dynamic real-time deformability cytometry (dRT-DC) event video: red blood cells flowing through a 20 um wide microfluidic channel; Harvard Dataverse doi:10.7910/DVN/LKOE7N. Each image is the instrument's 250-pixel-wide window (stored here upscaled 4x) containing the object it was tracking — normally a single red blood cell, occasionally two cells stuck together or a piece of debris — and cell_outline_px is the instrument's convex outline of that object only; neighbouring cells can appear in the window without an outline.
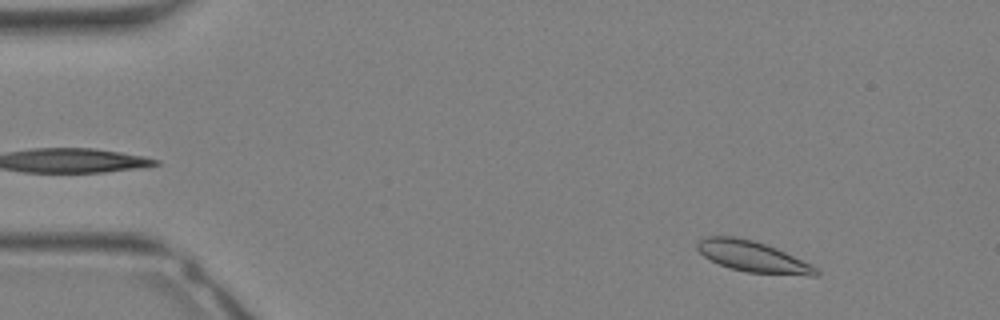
{"species": "Egyptian fruit bat (a non-hibernating species)", "species_latin": "Rousettus aegyptiacus", "temperature_condition": "warm", "stored_images_in_passage": 32, "camera_frame_rate_fps": 3000, "um_per_image_px": 0.085, "animal": {"sex": "female"}, "frame": {"image": 1, "passage_image": 2, "time_ms": 0.333, "image_size_px": [1000, 320], "cell_outline_px": [[820, 272], [816, 276], [808, 276], [748, 272], [728, 268], [704, 256], [696, 248], [696, 244], [704, 236], [736, 236], [756, 240], [776, 248], [812, 264]], "centroid_in_image_um": [64.0, 21.8], "position_along_channel_um": 21.0, "area_um2": 21.5}}
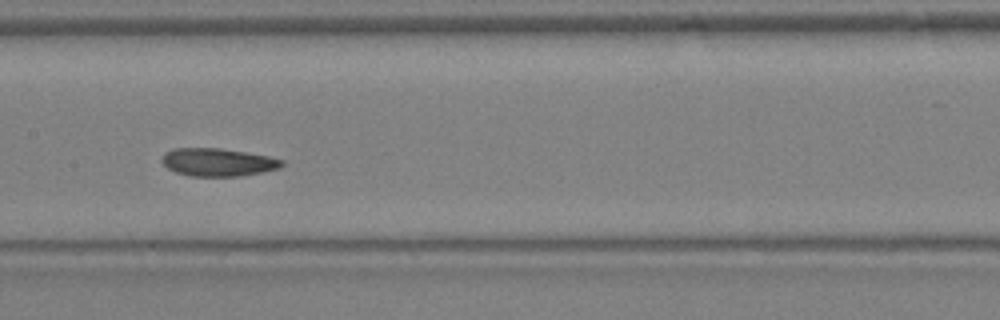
{"frame": {"image": 2, "passage_image": 15, "time_ms": 4.667, "image_size_px": [1000, 320], "cell_outline_px": [[284, 164], [280, 168], [240, 176], [188, 176], [176, 172], [168, 168], [160, 160], [164, 152], [172, 148], [220, 148], [268, 156], [284, 160]], "centroid_in_image_um": [18.49, 13.78], "position_along_channel_um": 188.9, "area_um2": 19.54}}
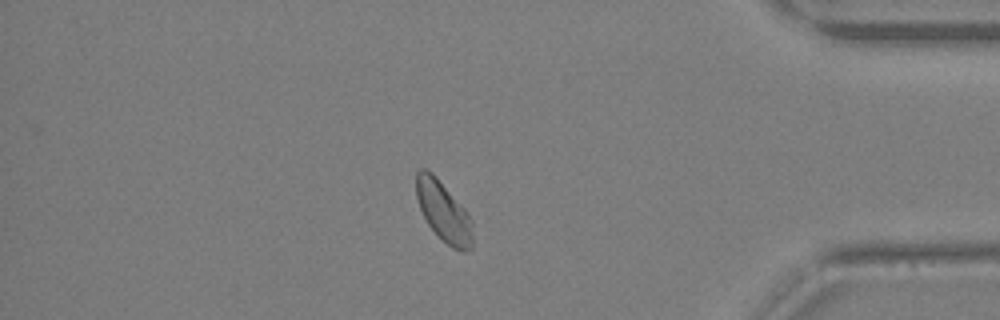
{"frame": {"image": 3, "passage_image": 27, "time_ms": 8.667, "image_size_px": [1000, 320], "cell_outline_px": [[472, 248], [468, 252], [460, 252], [452, 248], [428, 224], [420, 208], [416, 196], [416, 172], [420, 168], [424, 168], [432, 172], [464, 208], [472, 220]], "centroid_in_image_um": [37.71, 17.99], "position_along_channel_um": 397.5, "area_um2": 19.59}}